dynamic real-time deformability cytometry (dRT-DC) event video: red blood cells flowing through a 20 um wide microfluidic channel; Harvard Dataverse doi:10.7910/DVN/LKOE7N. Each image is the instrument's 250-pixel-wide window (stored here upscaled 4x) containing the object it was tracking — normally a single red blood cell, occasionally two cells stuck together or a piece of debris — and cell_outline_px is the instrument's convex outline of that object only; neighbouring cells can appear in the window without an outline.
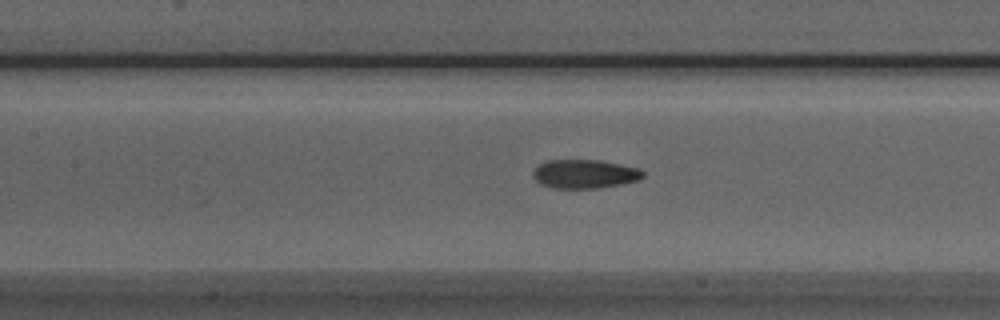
{"species": "Egyptian fruit bat (a non-hibernating species)", "species_latin": "Rousettus aegyptiacus", "temperature_condition": "room temperature", "stored_images_in_passage": 52, "camera_frame_rate_fps": 3000, "um_per_image_px": 0.085, "animal": {"sex": "male"}, "frame": {"image": 1, "passage_image": 23, "time_ms": 7.333, "image_size_px": [1000, 320], "cell_outline_px": [[644, 176], [640, 180], [620, 184], [596, 188], [552, 188], [540, 184], [532, 176], [532, 172], [540, 164], [548, 160], [600, 160], [640, 168], [644, 172]], "centroid_in_image_um": [49.7, 14.78], "position_along_channel_um": 157.7, "area_um2": 18.5}}
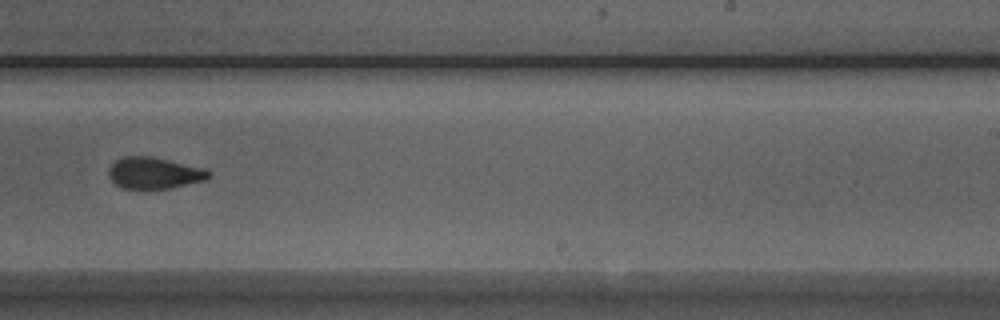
{"frame": {"image": 2, "passage_image": 32, "time_ms": 10.333, "image_size_px": [1000, 320], "cell_outline_px": [[212, 176], [204, 180], [172, 188], [120, 188], [108, 176], [108, 168], [116, 160], [124, 156], [148, 156], [204, 168], [212, 172]], "centroid_in_image_um": [13.1, 14.71], "position_along_channel_um": 275.9, "area_um2": 18.21}}
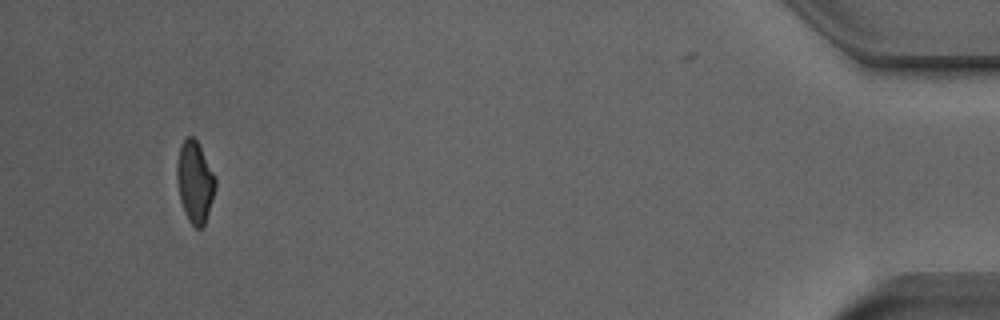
{"frame": {"image": 3, "passage_image": 49, "time_ms": 16.0, "image_size_px": [1000, 320], "cell_outline_px": [[216, 184], [212, 200], [204, 228], [196, 228], [188, 220], [184, 212], [180, 200], [176, 180], [176, 164], [180, 144], [188, 136], [192, 136], [196, 140], [216, 176]], "centroid_in_image_um": [16.55, 15.48], "position_along_channel_um": 418.6, "area_um2": 18.44}, "authors_computed_cell_mechanics": {"area_um2": 18.6116, "velocity_mm_per_s": 3.9556, "shape_relaxation_time_tau1_ms": null, "shape_relaxation_time_tau2_ms": 2.2165, "deformation_change_tau1": null, "deformation_change_tau2": 0.0808}}